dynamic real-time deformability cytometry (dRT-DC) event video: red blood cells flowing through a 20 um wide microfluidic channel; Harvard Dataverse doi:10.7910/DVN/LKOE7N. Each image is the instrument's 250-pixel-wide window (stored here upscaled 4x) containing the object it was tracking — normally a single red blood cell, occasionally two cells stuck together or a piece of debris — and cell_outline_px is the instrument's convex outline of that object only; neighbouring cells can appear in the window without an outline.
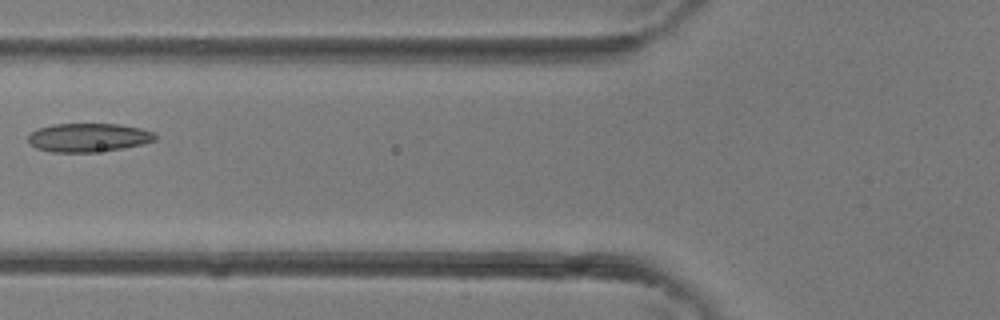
{"species": "common noctule bat (a hibernating species)", "species_latin": "Nyctalus noctula", "temperature_condition": "room temperature", "stored_images_in_passage": 4, "camera_frame_rate_fps": 3000, "um_per_image_px": 0.085, "animal": {"sex": "female"}, "frame": {"image": 1, "passage_image": 4, "time_ms": 1.0, "image_size_px": [1000, 320], "cell_outline_px": [[156, 140], [144, 144], [124, 148], [96, 152], [52, 152], [36, 148], [28, 140], [28, 136], [36, 128], [56, 124], [120, 124], [140, 128], [156, 132]], "centroid_in_image_um": [7.55, 11.69], "position_along_channel_um": 118.2, "area_um2": 21.33}}